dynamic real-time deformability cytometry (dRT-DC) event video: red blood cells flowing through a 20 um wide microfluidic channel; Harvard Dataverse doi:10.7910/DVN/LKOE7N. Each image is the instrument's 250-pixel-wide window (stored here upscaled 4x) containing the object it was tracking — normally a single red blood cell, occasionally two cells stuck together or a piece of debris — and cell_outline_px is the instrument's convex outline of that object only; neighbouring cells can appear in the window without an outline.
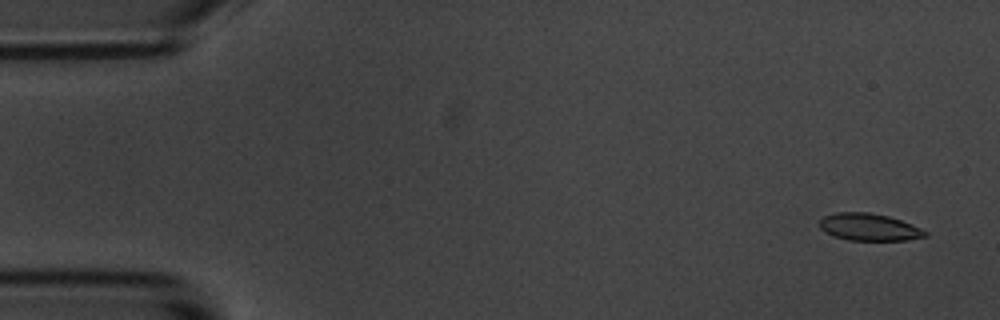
{"species": "common noctule bat (a hibernating species)", "species_latin": "Nyctalus noctula", "temperature_condition": "room temperature", "stored_images_in_passage": 5, "segment_of_instrument_passage": [1, 2], "camera_frame_rate_fps": 3000, "um_per_image_px": 0.085, "animal": {"sex": "male", "body_mass_g": 20.1, "forearm_length_mm": 53.5}, "frame": {"image": 1, "passage_image": 1, "time_ms": 0.0, "image_size_px": [1000, 320], "cell_outline_px": [[928, 236], [908, 240], [848, 240], [832, 236], [824, 232], [820, 228], [820, 220], [824, 216], [836, 212], [868, 212], [888, 216], [912, 224], [928, 232]], "centroid_in_image_um": [73.86, 19.31], "position_along_channel_um": 11.1, "area_um2": 16.82}}
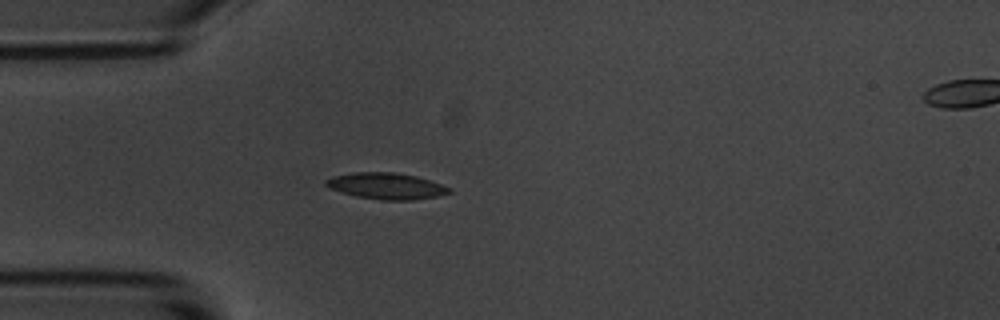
{"frame": {"image": 2, "passage_image": 4, "time_ms": 4.333, "image_size_px": [1000, 320], "cell_outline_px": [[452, 192], [436, 196], [412, 200], [380, 200], [356, 196], [328, 188], [324, 184], [324, 180], [332, 176], [352, 172], [392, 172], [416, 176], [452, 188]], "centroid_in_image_um": [32.79, 15.8], "position_along_channel_um": 52.2, "area_um2": 18.9}}